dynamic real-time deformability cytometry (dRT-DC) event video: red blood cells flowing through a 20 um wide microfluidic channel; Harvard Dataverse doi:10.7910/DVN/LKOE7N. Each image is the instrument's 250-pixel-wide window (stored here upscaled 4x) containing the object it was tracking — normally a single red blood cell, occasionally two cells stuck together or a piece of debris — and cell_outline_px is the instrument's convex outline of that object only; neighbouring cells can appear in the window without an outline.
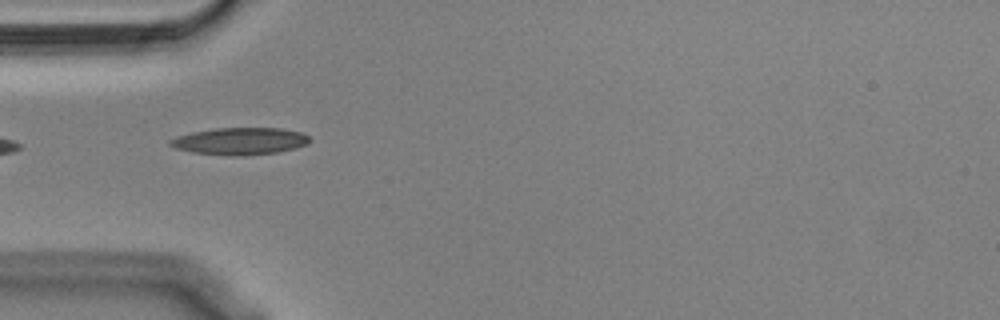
{"species": "Egyptian fruit bat (a non-hibernating species)", "species_latin": "Rousettus aegyptiacus", "temperature_condition": "cold", "stored_images_in_passage": 6, "camera_frame_rate_fps": 3000, "um_per_image_px": 0.085, "animal": {"sex": "male"}, "frame": {"image": 1, "passage_image": 1, "time_ms": 0.0, "image_size_px": [1000, 320], "cell_outline_px": [[312, 140], [308, 144], [296, 148], [276, 152], [240, 156], [228, 156], [192, 152], [176, 148], [168, 144], [168, 140], [176, 136], [192, 132], [216, 128], [280, 128], [300, 132], [308, 136]], "centroid_in_image_um": [20.39, 12.0], "position_along_channel_um": 64.6, "area_um2": 22.14}}